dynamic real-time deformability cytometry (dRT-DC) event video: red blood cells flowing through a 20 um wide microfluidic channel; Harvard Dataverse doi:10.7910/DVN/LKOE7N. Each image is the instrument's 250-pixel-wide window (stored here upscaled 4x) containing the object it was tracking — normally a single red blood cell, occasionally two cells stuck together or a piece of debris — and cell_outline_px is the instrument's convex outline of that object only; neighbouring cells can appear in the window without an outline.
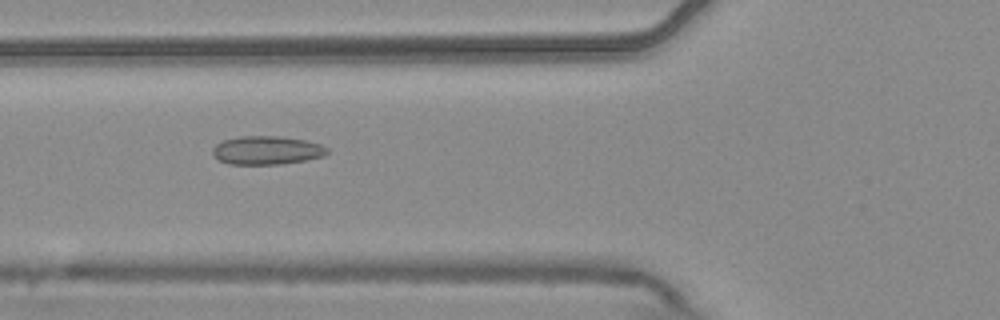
{"species": "common noctule bat (a hibernating species)", "species_latin": "Nyctalus noctula", "temperature_condition": "warm", "stored_images_in_passage": 9, "camera_frame_rate_fps": 3000, "um_per_image_px": 0.085, "animal": {"sex": "male", "body_mass_g": 20.4}, "frame": {"image": 1, "passage_image": 6, "time_ms": 1.667, "image_size_px": [1000, 320], "cell_outline_px": [[328, 152], [324, 156], [304, 160], [280, 164], [228, 164], [212, 156], [212, 148], [216, 144], [224, 140], [240, 136], [280, 136], [304, 140], [320, 144], [328, 148]], "centroid_in_image_um": [22.65, 12.77], "position_along_channel_um": 103.1, "area_um2": 19.02}}
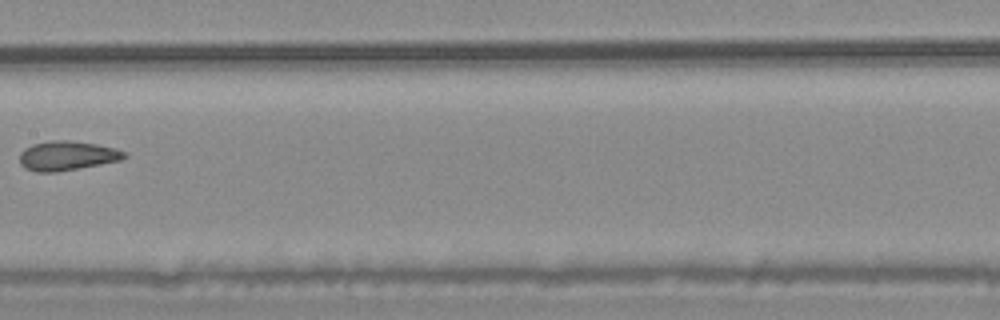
{"frame": {"image": 2, "passage_image": 8, "time_ms": 2.333, "image_size_px": [1000, 320], "cell_outline_px": [[128, 156], [120, 160], [80, 168], [56, 172], [36, 172], [24, 168], [20, 164], [20, 152], [24, 148], [32, 144], [52, 140], [68, 140], [96, 144], [116, 148], [124, 152]], "centroid_in_image_um": [5.67, 13.24], "position_along_channel_um": 201.7, "area_um2": 17.98}}
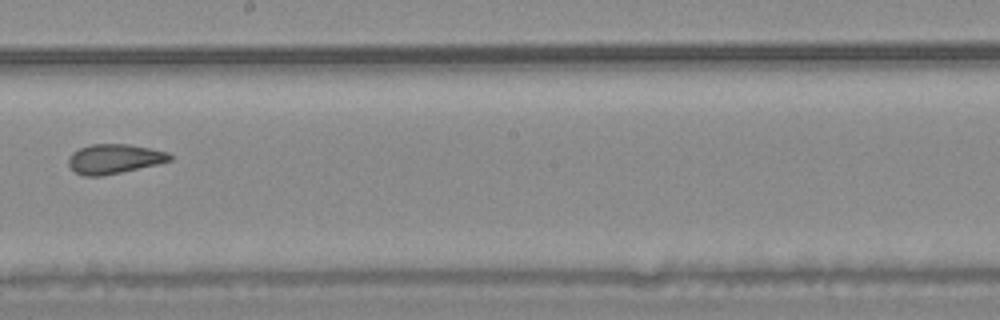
{"frame": {"image": 3, "passage_image": 9, "time_ms": 2.667, "image_size_px": [1000, 320], "cell_outline_px": [[172, 160], [160, 164], [104, 176], [84, 176], [76, 172], [68, 164], [68, 156], [72, 152], [80, 148], [92, 144], [128, 144], [152, 148], [168, 152], [172, 156]], "centroid_in_image_um": [9.74, 13.51], "position_along_channel_um": 238.5, "area_um2": 17.69}}